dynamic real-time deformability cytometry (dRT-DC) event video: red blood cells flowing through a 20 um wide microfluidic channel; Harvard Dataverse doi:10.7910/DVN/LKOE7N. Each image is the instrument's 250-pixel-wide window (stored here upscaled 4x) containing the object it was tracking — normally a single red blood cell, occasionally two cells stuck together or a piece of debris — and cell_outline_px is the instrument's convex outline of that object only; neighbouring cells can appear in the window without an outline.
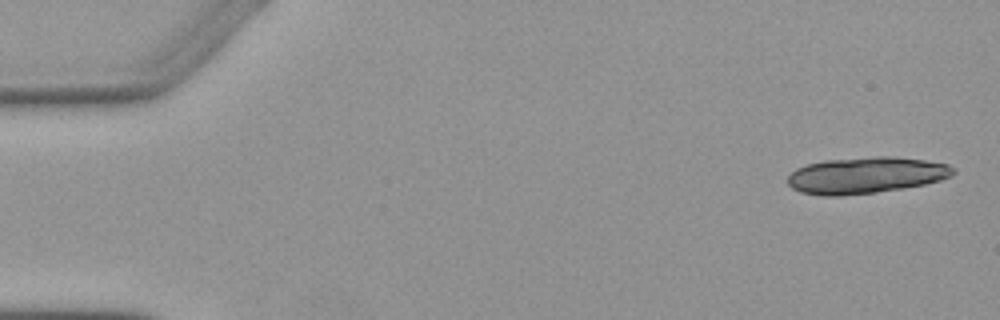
{"species": "Egyptian fruit bat (a non-hibernating species)", "species_latin": "Rousettus aegyptiacus", "temperature_condition": "warm", "stored_images_in_passage": 5, "camera_frame_rate_fps": 3000, "um_per_image_px": 0.085, "animal": {"sex": "female"}, "frame": {"image": 1, "passage_image": 1, "time_ms": 0.0, "image_size_px": [1000, 320], "cell_outline_px": [[956, 172], [952, 176], [940, 180], [924, 184], [904, 188], [876, 192], [840, 196], [824, 196], [800, 192], [792, 188], [788, 184], [788, 176], [796, 168], [808, 164], [824, 160], [872, 156], [892, 156], [924, 160], [948, 164], [956, 168]], "centroid_in_image_um": [73.61, 14.89], "position_along_channel_um": 11.4, "area_um2": 35.32}}